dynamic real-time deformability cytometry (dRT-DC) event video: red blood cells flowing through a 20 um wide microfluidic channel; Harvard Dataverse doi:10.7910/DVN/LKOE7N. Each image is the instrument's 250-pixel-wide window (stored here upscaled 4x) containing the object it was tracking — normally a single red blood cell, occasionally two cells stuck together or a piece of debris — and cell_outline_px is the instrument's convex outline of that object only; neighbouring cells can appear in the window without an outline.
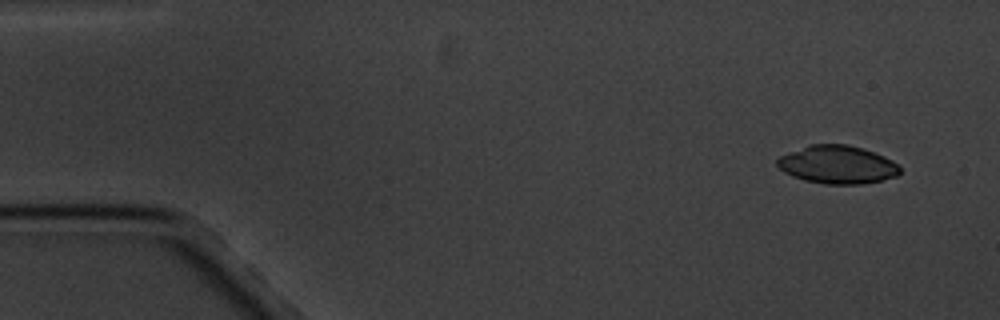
{"species": "common noctule bat (a hibernating species)", "species_latin": "Nyctalus noctula", "temperature_condition": "cold", "stored_images_in_passage": 8, "camera_frame_rate_fps": 3000, "um_per_image_px": 0.085, "animal": {"sex": "male", "body_mass_g": 20.1, "forearm_length_mm": 53.5}, "frame": {"image": 1, "passage_image": 1, "time_ms": 0.0, "image_size_px": [1000, 320], "cell_outline_px": [[900, 172], [896, 176], [880, 180], [860, 184], [824, 184], [804, 180], [792, 176], [784, 172], [776, 164], [776, 160], [780, 156], [812, 144], [848, 144], [884, 156], [892, 160], [900, 168]], "centroid_in_image_um": [71.16, 14.0], "position_along_channel_um": 13.8, "area_um2": 26.93}}
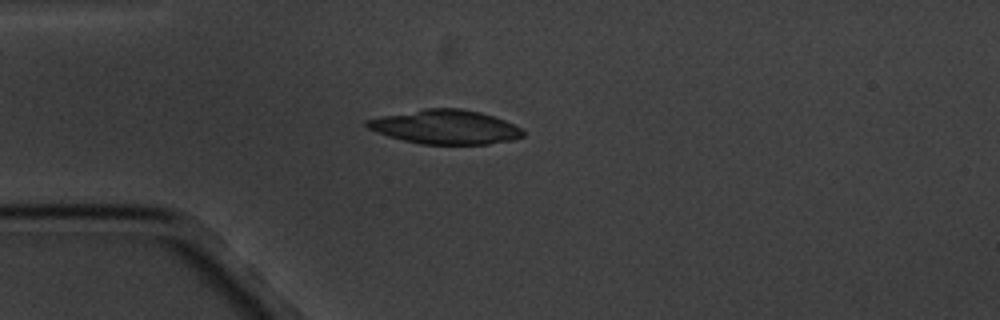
{"frame": {"image": 2, "passage_image": 4, "time_ms": 3.667, "image_size_px": [1000, 320], "cell_outline_px": [[524, 136], [512, 140], [488, 144], [420, 144], [388, 136], [368, 128], [364, 124], [364, 120], [424, 108], [460, 108], [480, 112], [504, 120], [520, 128], [524, 132]], "centroid_in_image_um": [37.85, 10.79], "position_along_channel_um": 47.1, "area_um2": 30.81}}